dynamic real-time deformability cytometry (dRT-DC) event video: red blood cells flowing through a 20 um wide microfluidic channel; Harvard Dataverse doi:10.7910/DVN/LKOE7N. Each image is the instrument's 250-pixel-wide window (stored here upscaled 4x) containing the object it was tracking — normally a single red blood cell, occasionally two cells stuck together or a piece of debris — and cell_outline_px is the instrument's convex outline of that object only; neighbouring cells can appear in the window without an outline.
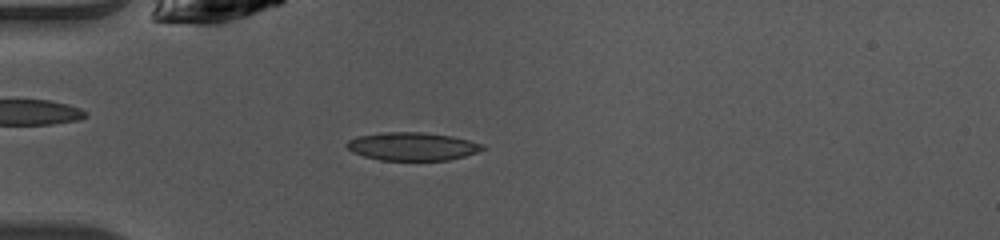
{"species": "common noctule bat (a hibernating species)", "species_latin": "Nyctalus noctula", "temperature_condition": "warm", "stored_images_in_passage": 32, "camera_frame_rate_fps": 3000, "um_per_image_px": 0.085, "animal": {"sex": "female", "body_mass_g": 10.0, "forearm_length_mm": 53.1}, "frame": {"image": 1, "passage_image": 2, "time_ms": 0.333, "image_size_px": [1000, 240], "cell_outline_px": [[484, 148], [476, 152], [464, 156], [448, 160], [380, 160], [364, 156], [352, 152], [344, 144], [348, 140], [356, 136], [380, 132], [424, 132], [452, 136], [484, 144]], "centroid_in_image_um": [35.0, 12.43], "position_along_channel_um": 50.0, "area_um2": 22.31}}
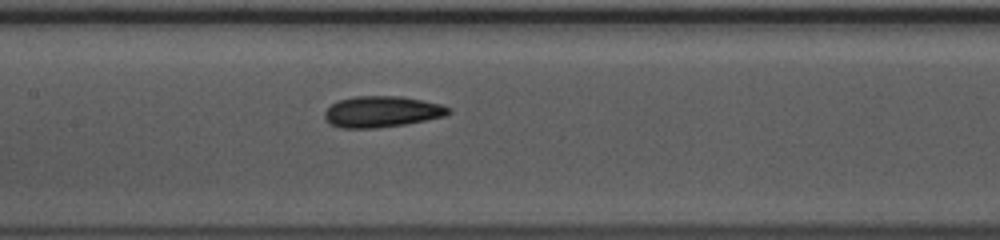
{"frame": {"image": 2, "passage_image": 12, "time_ms": 3.667, "image_size_px": [1000, 240], "cell_outline_px": [[452, 112], [444, 116], [404, 124], [376, 128], [340, 128], [328, 124], [324, 116], [324, 112], [336, 100], [356, 96], [400, 96], [440, 104], [452, 108]], "centroid_in_image_um": [32.42, 9.49], "position_along_channel_um": 175.0, "area_um2": 22.48}}
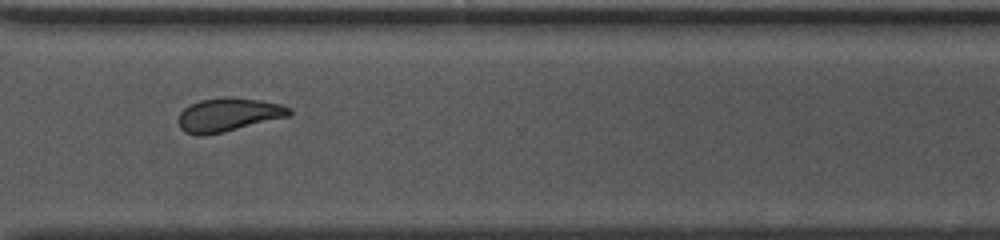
{"frame": {"image": 3, "passage_image": 25, "time_ms": 8.0, "image_size_px": [1000, 240], "cell_outline_px": [[292, 112], [288, 116], [204, 136], [196, 136], [184, 132], [180, 128], [180, 112], [184, 108], [200, 100], [260, 100], [280, 104], [292, 108]], "centroid_in_image_um": [19.39, 9.8], "position_along_channel_um": 351.2, "area_um2": 20.52}, "authors_computed_cell_mechanics": {"area_um2": 21.8484, "velocity_mm_per_s": 4.0832, "shape_relaxation_time_tau1_ms": 3.7586, "shape_relaxation_time_tau2_ms": 3.2758, "deformation_change_tau1": 0.1153, "deformation_change_tau2": 0.1063}}